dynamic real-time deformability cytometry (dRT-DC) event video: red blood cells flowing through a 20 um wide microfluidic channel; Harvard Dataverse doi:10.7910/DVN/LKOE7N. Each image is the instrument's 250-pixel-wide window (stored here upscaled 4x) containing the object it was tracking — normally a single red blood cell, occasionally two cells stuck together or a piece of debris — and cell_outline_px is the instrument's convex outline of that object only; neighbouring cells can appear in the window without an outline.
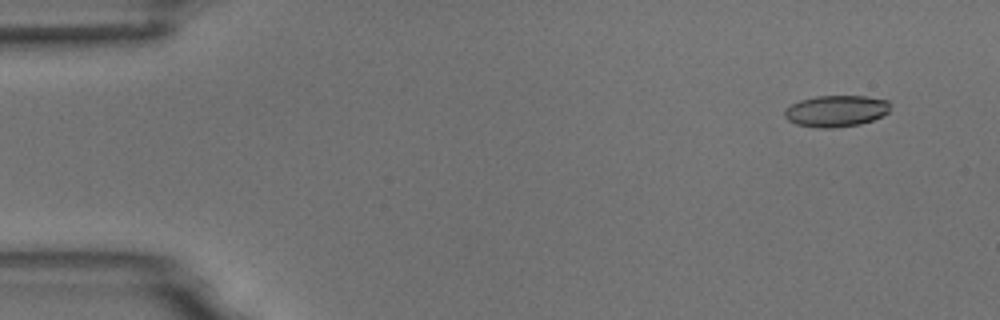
{"species": "common noctule bat (a hibernating species)", "species_latin": "Nyctalus noctula", "temperature_condition": "room temperature", "stored_images_in_passage": 5, "camera_frame_rate_fps": 3000, "um_per_image_px": 0.085, "animal": {"sex": "male", "body_mass_g": 18.8}, "frame": {"image": 1, "passage_image": 1, "time_ms": 0.0, "image_size_px": [1000, 320], "cell_outline_px": [[888, 112], [872, 120], [860, 124], [832, 128], [816, 128], [796, 124], [788, 120], [784, 116], [784, 108], [800, 100], [816, 96], [864, 96], [888, 100]], "centroid_in_image_um": [71.01, 9.44], "position_along_channel_um": 14.0, "area_um2": 19.31}}
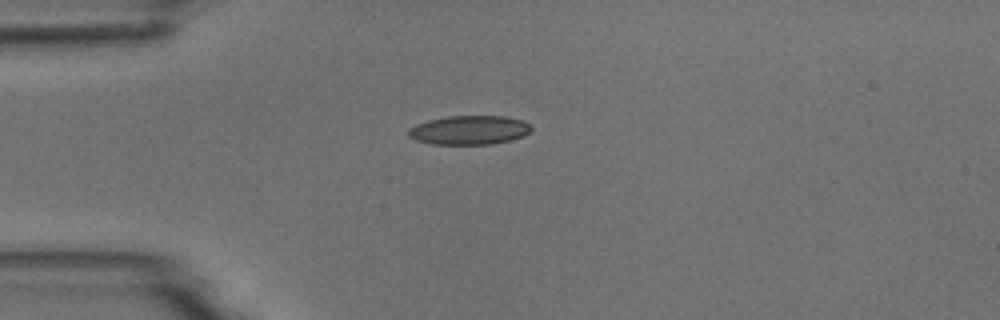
{"frame": {"image": 2, "passage_image": 3, "time_ms": 3.333, "image_size_px": [1000, 320], "cell_outline_px": [[532, 128], [524, 136], [512, 140], [492, 144], [432, 144], [416, 140], [408, 136], [408, 128], [416, 124], [428, 120], [448, 116], [504, 116], [524, 120], [532, 124]], "centroid_in_image_um": [39.91, 11.05], "position_along_channel_um": 45.1, "area_um2": 20.98}}